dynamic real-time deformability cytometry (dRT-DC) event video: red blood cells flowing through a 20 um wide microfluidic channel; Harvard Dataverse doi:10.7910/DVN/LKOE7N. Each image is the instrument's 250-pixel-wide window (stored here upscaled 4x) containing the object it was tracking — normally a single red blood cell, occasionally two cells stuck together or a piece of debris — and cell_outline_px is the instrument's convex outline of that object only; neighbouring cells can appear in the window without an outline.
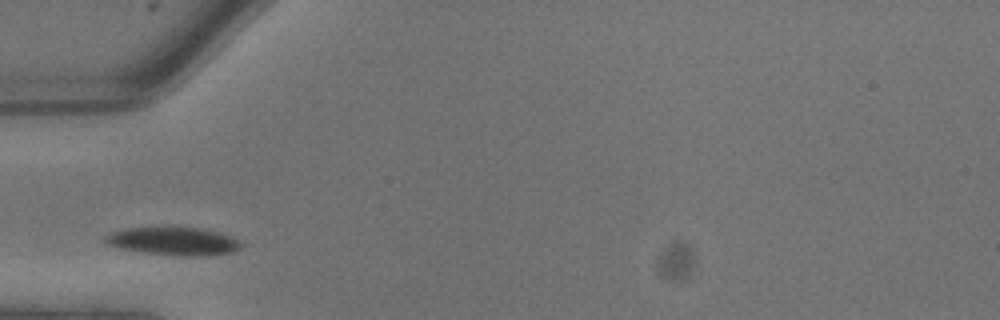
{"species": "common noctule bat (a hibernating species)", "species_latin": "Nyctalus noctula", "temperature_condition": "warm", "stored_images_in_passage": 2, "camera_frame_rate_fps": 3000, "um_per_image_px": 0.085, "animal": {"sex": "male", "body_mass_g": 13.3}, "frame": {"image": 1, "passage_image": 1, "time_ms": 0.0, "image_size_px": [1000, 320], "cell_outline_px": [[240, 248], [232, 252], [192, 256], [188, 256], [144, 252], [116, 248], [104, 244], [104, 236], [112, 232], [128, 228], [196, 228], [216, 232], [232, 236], [240, 244]], "centroid_in_image_um": [14.66, 20.5], "position_along_channel_um": 70.3, "area_um2": 21.62}}